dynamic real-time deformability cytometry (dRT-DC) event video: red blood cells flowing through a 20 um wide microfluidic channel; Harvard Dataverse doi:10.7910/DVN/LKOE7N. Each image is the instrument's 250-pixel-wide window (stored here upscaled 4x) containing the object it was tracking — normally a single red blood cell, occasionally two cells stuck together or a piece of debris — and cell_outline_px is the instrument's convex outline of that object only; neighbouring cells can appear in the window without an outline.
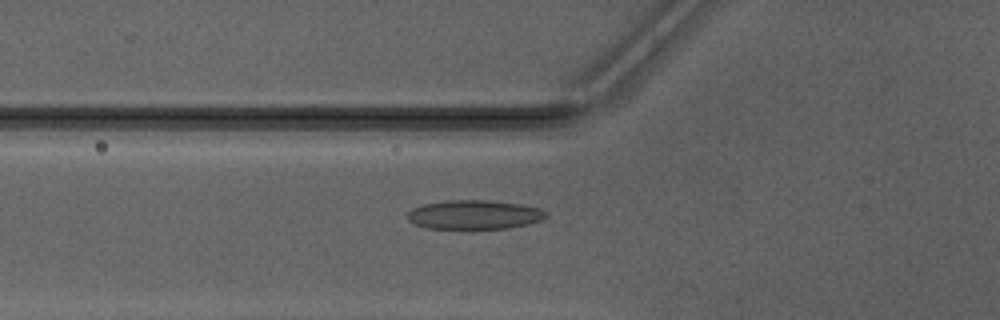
{"species": "Egyptian fruit bat (a non-hibernating species)", "species_latin": "Rousettus aegyptiacus", "temperature_condition": "warm", "stored_images_in_passage": 44, "camera_frame_rate_fps": 3000, "um_per_image_px": 0.085, "animal": {"sex": "male"}, "frame": {"image": 1, "passage_image": 13, "time_ms": 4.0, "image_size_px": [1000, 320], "cell_outline_px": [[548, 216], [544, 220], [528, 224], [508, 228], [468, 232], [464, 232], [428, 228], [416, 224], [408, 220], [408, 212], [412, 208], [424, 204], [448, 200], [488, 200], [520, 204], [540, 208], [548, 212]], "centroid_in_image_um": [40.34, 18.3], "position_along_channel_um": 85.5, "area_um2": 24.68}}
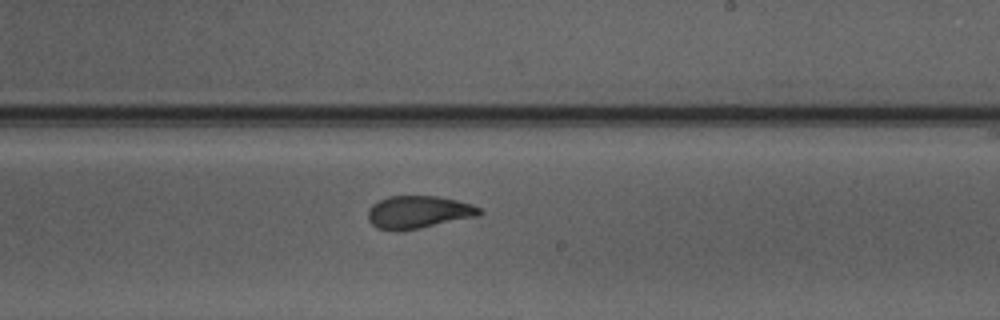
{"frame": {"image": 2, "passage_image": 25, "time_ms": 8.0, "image_size_px": [1000, 320], "cell_outline_px": [[484, 212], [476, 216], [420, 228], [396, 232], [392, 232], [376, 228], [368, 220], [368, 208], [372, 204], [388, 196], [436, 196], [456, 200], [472, 204], [480, 208]], "centroid_in_image_um": [35.52, 18.04], "position_along_channel_um": 253.5, "area_um2": 21.33}}
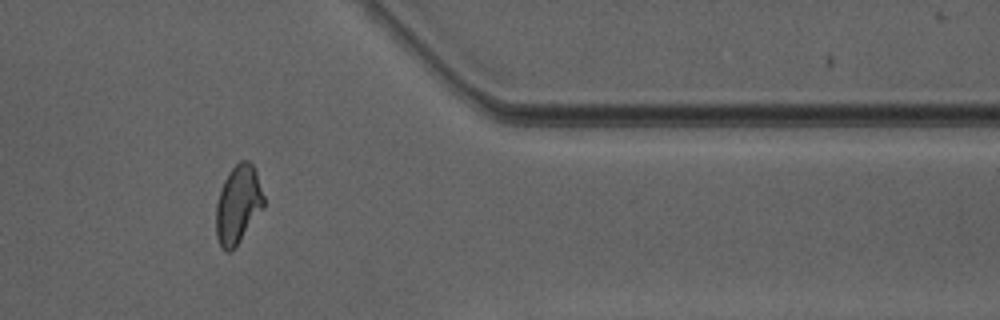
{"frame": {"image": 3, "passage_image": 36, "time_ms": 11.667, "image_size_px": [1000, 320], "cell_outline_px": [[264, 208], [240, 240], [228, 252], [224, 252], [216, 236], [216, 204], [220, 188], [228, 172], [240, 160], [248, 160], [256, 168], [264, 196]], "centroid_in_image_um": [20.24, 17.34], "position_along_channel_um": 391.2, "area_um2": 21.85}, "authors_computed_cell_mechanics": {"area_um2": 21.7328, "velocity_mm_per_s": 4.1893, "shape_relaxation_time_tau1_ms": 6.2607, "shape_relaxation_time_tau2_ms": 1.0058, "deformation_change_tau1": 0.1905, "deformation_change_tau2": 0.0721}}